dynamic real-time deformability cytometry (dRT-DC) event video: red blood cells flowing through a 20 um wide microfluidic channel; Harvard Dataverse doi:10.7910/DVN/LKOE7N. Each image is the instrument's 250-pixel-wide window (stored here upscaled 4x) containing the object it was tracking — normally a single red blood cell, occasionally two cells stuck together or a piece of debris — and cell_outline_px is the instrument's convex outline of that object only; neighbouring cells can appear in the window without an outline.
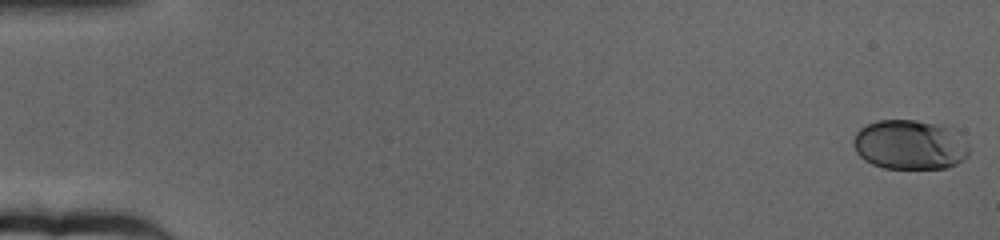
{"species": "human", "species_latin": "Homo sapiens", "temperature_condition": "cold", "stored_images_in_passage": 65, "camera_frame_rate_fps": 3000, "um_per_image_px": 0.085, "donor": {"sex": "female"}, "frame": {"image": 1, "passage_image": 1, "time_ms": 0.0, "image_size_px": [1000, 240], "cell_outline_px": [[968, 156], [964, 160], [956, 164], [944, 168], [884, 168], [872, 164], [864, 160], [856, 152], [852, 144], [852, 140], [856, 132], [860, 128], [868, 124], [880, 120], [916, 120], [932, 124], [944, 128], [968, 144]], "centroid_in_image_um": [77.24, 12.33], "position_along_channel_um": 7.8, "area_um2": 32.83}}
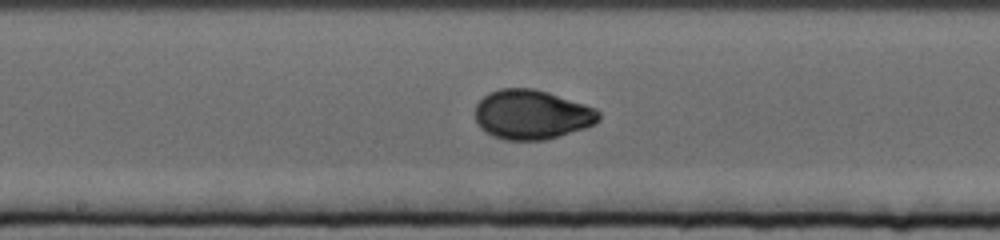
{"frame": {"image": 2, "passage_image": 35, "time_ms": 11.333, "image_size_px": [1000, 240], "cell_outline_px": [[600, 120], [584, 128], [544, 140], [504, 140], [492, 136], [480, 128], [476, 120], [476, 104], [488, 92], [500, 88], [532, 88], [548, 92], [596, 108], [600, 112]], "centroid_in_image_um": [45.18, 9.73], "position_along_channel_um": 203.0, "area_um2": 35.6}}
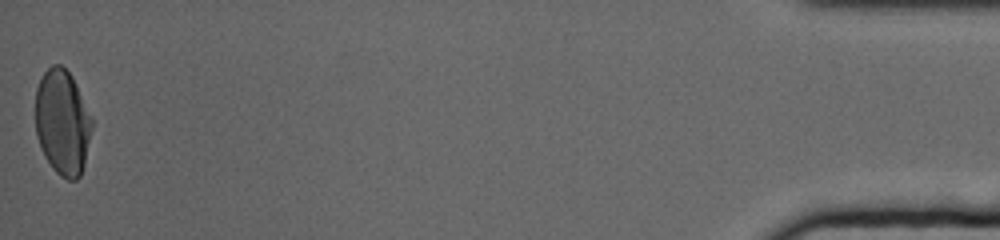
{"frame": {"image": 3, "passage_image": 65, "time_ms": 21.333, "image_size_px": [1000, 240], "cell_outline_px": [[92, 128], [84, 164], [80, 176], [76, 180], [68, 180], [60, 176], [52, 168], [44, 156], [40, 148], [36, 136], [36, 88], [44, 72], [52, 64], [60, 64], [72, 76], [92, 116]], "centroid_in_image_um": [5.31, 10.41], "position_along_channel_um": 429.9, "area_um2": 34.8}, "authors_computed_cell_mechanics": {"area_um2": 34.6222, "velocity_mm_per_s": 3.1528, "shape_relaxation_time_tau1_ms": 4.4334, "shape_relaxation_time_tau2_ms": null, "deformation_change_tau1": 0.1611, "deformation_change_tau2": null}}